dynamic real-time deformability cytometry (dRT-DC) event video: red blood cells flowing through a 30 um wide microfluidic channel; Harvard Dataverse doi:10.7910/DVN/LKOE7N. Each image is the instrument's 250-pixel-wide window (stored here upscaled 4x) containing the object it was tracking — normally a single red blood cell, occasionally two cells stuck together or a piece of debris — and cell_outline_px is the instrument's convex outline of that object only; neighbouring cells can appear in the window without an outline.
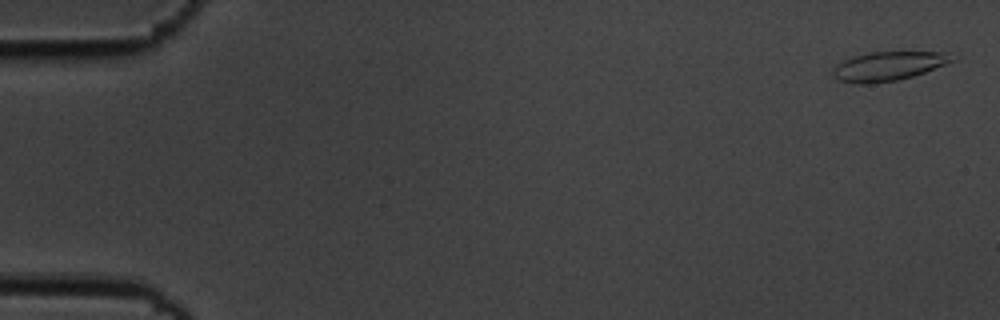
{"species": "common noctule bat (a hibernating species)", "species_latin": "Nyctalus noctula", "temperature_condition": "cold", "stored_images_in_passage": 18, "camera_frame_rate_fps": 3000, "um_per_image_px": 0.085, "animal": {"sex": "male", "body_mass_g": 19.5, "forearm_length_mm": 54.6}, "frame": {"image": 1, "passage_image": 2, "time_ms": 0.333, "image_size_px": [1000, 320], "cell_outline_px": [[956, 60], [924, 72], [912, 76], [896, 80], [868, 84], [856, 84], [840, 80], [832, 76], [832, 72], [836, 64], [852, 56], [872, 52], [944, 52]], "centroid_in_image_um": [75.45, 5.62], "position_along_channel_um": 9.6, "area_um2": 19.94}}
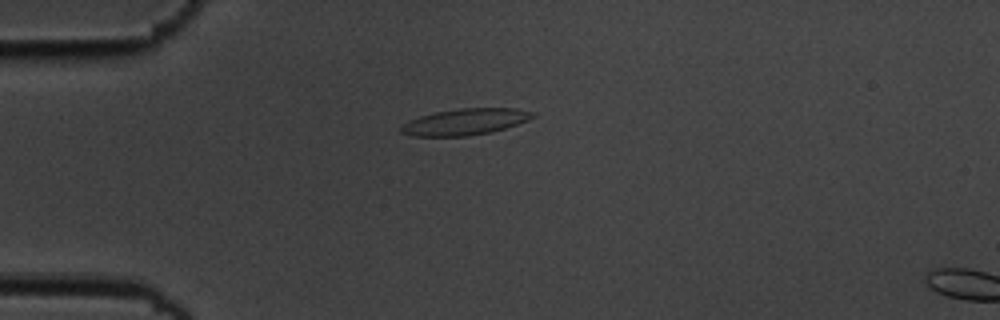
{"frame": {"image": 2, "passage_image": 15, "time_ms": 4.667, "image_size_px": [1000, 320], "cell_outline_px": [[536, 116], [528, 120], [492, 132], [468, 136], [412, 136], [400, 132], [400, 128], [404, 124], [420, 116], [436, 112], [460, 108], [516, 108], [536, 112]], "centroid_in_image_um": [39.58, 10.35], "position_along_channel_um": 45.4, "area_um2": 20.11}}